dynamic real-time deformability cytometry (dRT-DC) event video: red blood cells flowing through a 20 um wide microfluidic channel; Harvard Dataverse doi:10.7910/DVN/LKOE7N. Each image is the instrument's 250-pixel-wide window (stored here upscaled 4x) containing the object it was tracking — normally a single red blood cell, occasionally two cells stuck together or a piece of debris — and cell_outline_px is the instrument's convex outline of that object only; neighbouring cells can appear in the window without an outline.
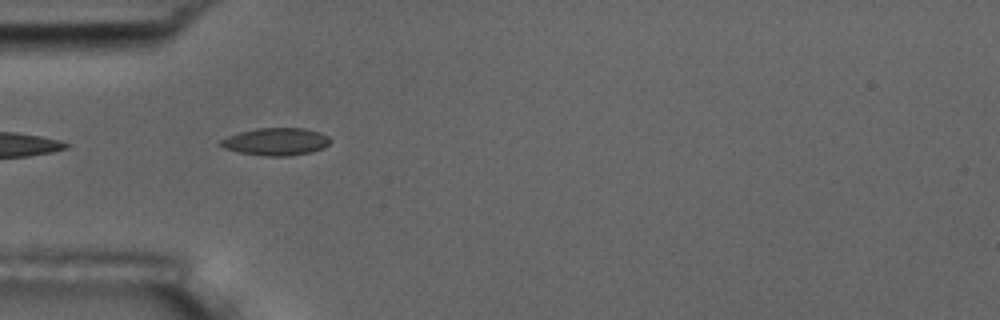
{"species": "common noctule bat (a hibernating species)", "species_latin": "Nyctalus noctula", "temperature_condition": "room temperature", "stored_images_in_passage": 5, "camera_frame_rate_fps": 3000, "um_per_image_px": 0.085, "animal": {"sex": "male", "body_mass_g": 17.5, "forearm_length_mm": 52.3}, "frame": {"image": 1, "passage_image": 4, "time_ms": 4.667, "image_size_px": [1000, 320], "cell_outline_px": [[332, 140], [324, 148], [312, 152], [288, 156], [264, 156], [240, 152], [224, 148], [216, 144], [220, 140], [228, 136], [240, 132], [256, 128], [304, 128], [320, 132], [328, 136]], "centroid_in_image_um": [23.46, 12.04], "position_along_channel_um": 61.5, "area_um2": 17.69}}